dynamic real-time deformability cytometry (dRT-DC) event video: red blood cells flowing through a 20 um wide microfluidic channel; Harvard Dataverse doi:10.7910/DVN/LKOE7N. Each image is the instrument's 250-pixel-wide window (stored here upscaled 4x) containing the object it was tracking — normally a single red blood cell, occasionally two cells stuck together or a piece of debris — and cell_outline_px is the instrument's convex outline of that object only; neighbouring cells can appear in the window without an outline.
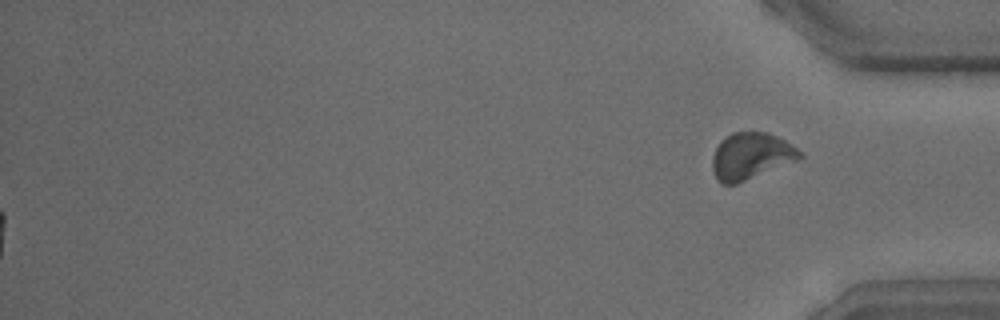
{"species": "common noctule bat (a hibernating species)", "species_latin": "Nyctalus noctula", "temperature_condition": "warm", "stored_images_in_passage": 41, "segment_of_instrument_passage": [2, 2], "camera_frame_rate_fps": 3000, "um_per_image_px": 0.085, "animal": {"sex": "male", "body_mass_g": 15.6}, "frame": {"image": 1, "passage_image": 41, "time_ms": 13.333, "image_size_px": [1000, 320], "cell_outline_px": [[804, 156], [796, 160], [736, 184], [724, 184], [716, 176], [712, 168], [712, 156], [720, 140], [732, 132], [768, 132], [792, 144]], "centroid_in_image_um": [63.81, 13.24], "position_along_channel_um": 371.4, "area_um2": 23.41}}